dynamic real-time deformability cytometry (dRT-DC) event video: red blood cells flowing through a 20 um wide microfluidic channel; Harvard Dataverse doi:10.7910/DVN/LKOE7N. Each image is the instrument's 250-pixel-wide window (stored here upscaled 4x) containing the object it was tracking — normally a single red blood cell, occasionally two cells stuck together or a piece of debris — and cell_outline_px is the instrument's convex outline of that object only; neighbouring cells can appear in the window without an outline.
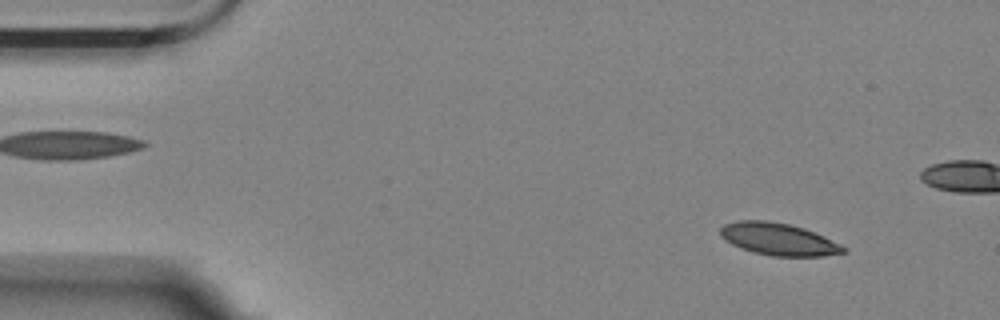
{"species": "Egyptian fruit bat (a non-hibernating species)", "species_latin": "Rousettus aegyptiacus", "temperature_condition": "room temperature", "stored_images_in_passage": 5, "camera_frame_rate_fps": 3000, "um_per_image_px": 0.085, "animal": {"sex": "female"}, "frame": {"image": 1, "passage_image": 5, "time_ms": 1.333, "image_size_px": [1000, 320], "cell_outline_px": [[848, 252], [824, 256], [772, 256], [752, 252], [740, 248], [724, 240], [720, 236], [720, 228], [724, 224], [740, 220], [764, 220], [788, 224], [804, 228], [824, 236], [848, 248]], "centroid_in_image_um": [66.18, 20.34], "position_along_channel_um": 18.8, "area_um2": 23.24}}